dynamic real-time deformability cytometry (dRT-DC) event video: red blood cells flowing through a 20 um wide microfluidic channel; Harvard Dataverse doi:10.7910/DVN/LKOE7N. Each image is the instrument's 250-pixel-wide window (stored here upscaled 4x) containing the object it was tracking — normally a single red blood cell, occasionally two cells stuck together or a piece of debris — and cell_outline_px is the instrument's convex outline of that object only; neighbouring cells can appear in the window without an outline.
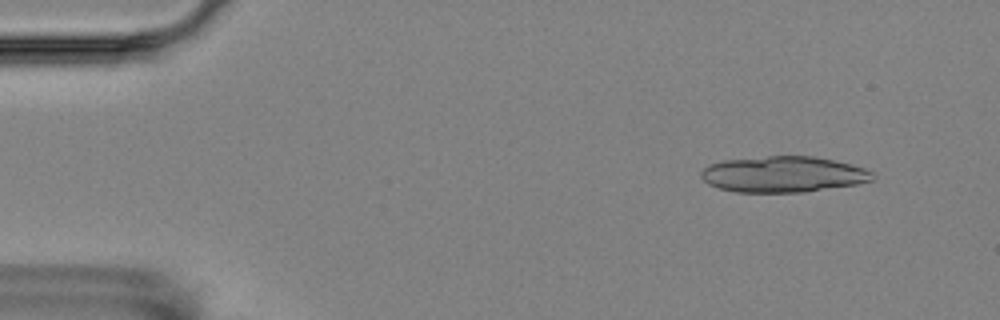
{"species": "Egyptian fruit bat (a non-hibernating species)", "species_latin": "Rousettus aegyptiacus", "temperature_condition": "room temperature", "stored_images_in_passage": 6, "camera_frame_rate_fps": 3000, "um_per_image_px": 0.085, "animal": {"sex": "female"}, "frame": {"image": 1, "passage_image": 2, "time_ms": 1.0, "image_size_px": [1000, 320], "cell_outline_px": [[872, 180], [856, 184], [804, 192], [736, 192], [720, 188], [708, 184], [700, 176], [700, 172], [708, 164], [724, 160], [768, 156], [816, 156], [852, 164], [864, 168], [872, 172]], "centroid_in_image_um": [66.55, 14.81], "position_along_channel_um": 18.5, "area_um2": 35.89}}